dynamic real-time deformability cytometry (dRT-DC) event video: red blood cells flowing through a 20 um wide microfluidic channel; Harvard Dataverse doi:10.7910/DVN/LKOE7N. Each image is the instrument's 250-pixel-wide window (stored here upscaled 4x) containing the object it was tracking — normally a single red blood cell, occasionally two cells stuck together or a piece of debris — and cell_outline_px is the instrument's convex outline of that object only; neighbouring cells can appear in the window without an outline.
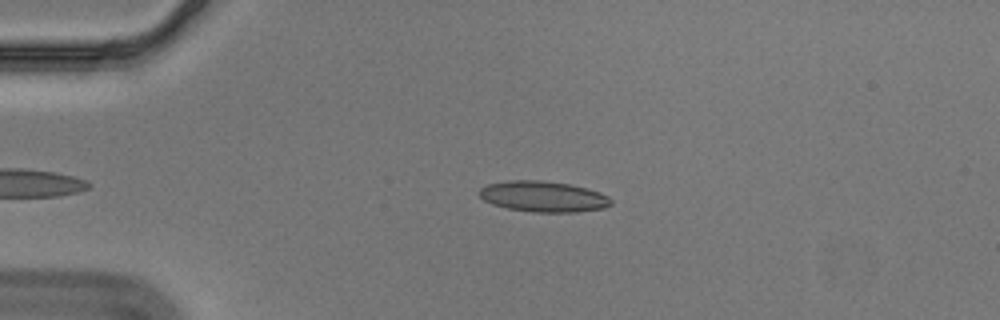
{"species": "Egyptian fruit bat (a non-hibernating species)", "species_latin": "Rousettus aegyptiacus", "temperature_condition": "cold", "stored_images_in_passage": 42, "camera_frame_rate_fps": 3000, "um_per_image_px": 0.085, "animal": {"sex": "male"}, "frame": {"image": 1, "passage_image": 4, "time_ms": 1.0, "image_size_px": [1000, 320], "cell_outline_px": [[612, 204], [604, 208], [576, 212], [532, 212], [508, 208], [492, 204], [484, 200], [476, 192], [480, 188], [488, 184], [508, 180], [540, 180], [568, 184], [600, 192], [608, 196], [612, 200]], "centroid_in_image_um": [46.16, 16.7], "position_along_channel_um": 38.8, "area_um2": 23.64}}
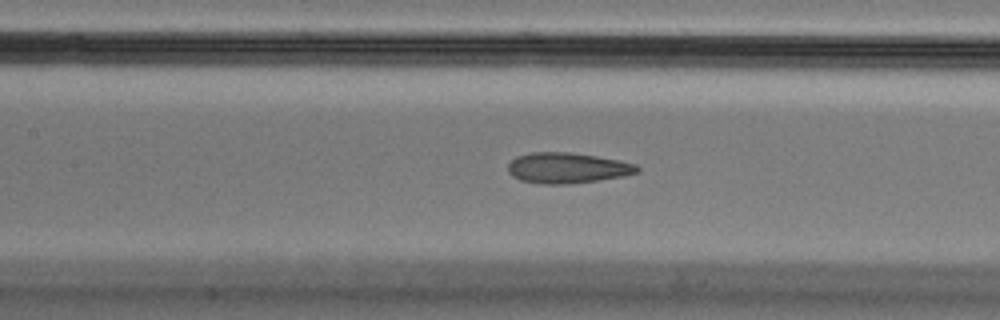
{"frame": {"image": 2, "passage_image": 17, "time_ms": 5.333, "image_size_px": [1000, 320], "cell_outline_px": [[640, 172], [624, 176], [568, 184], [544, 184], [520, 180], [512, 176], [508, 172], [508, 164], [516, 156], [532, 152], [572, 152], [620, 160], [636, 164], [640, 168]], "centroid_in_image_um": [48.23, 14.27], "position_along_channel_um": 159.2, "area_um2": 23.12}}
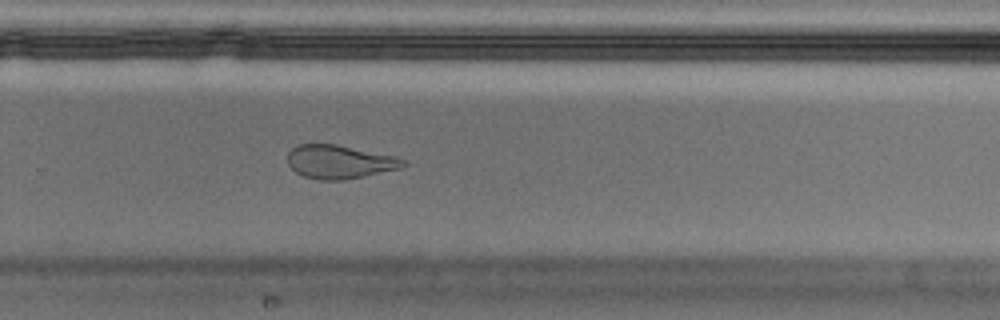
{"frame": {"image": 3, "passage_image": 29, "time_ms": 9.333, "image_size_px": [1000, 320], "cell_outline_px": [[408, 164], [404, 168], [344, 180], [320, 180], [304, 176], [296, 172], [288, 164], [288, 152], [292, 148], [300, 144], [336, 144], [396, 156], [408, 160]], "centroid_in_image_um": [28.93, 13.76], "position_along_channel_um": 300.9, "area_um2": 22.83}, "authors_computed_cell_mechanics": {"area_um2": 23.2934, "velocity_mm_per_s": 3.5582, "shape_relaxation_time_tau1_ms": null, "shape_relaxation_time_tau2_ms": 2.0778, "deformation_change_tau1": null, "deformation_change_tau2": 0.1027}}